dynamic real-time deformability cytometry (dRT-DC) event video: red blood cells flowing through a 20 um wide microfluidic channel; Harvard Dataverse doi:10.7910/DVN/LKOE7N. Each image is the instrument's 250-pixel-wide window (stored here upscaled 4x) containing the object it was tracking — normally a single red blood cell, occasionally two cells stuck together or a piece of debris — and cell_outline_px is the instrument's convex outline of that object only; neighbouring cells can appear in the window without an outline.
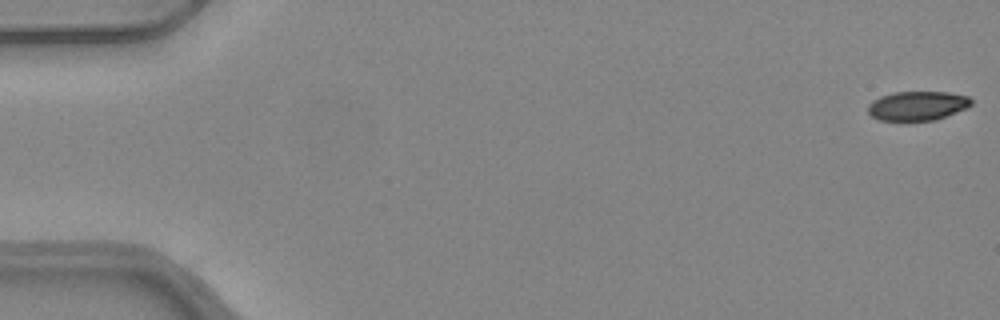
{"species": "common noctule bat (a hibernating species)", "species_latin": "Nyctalus noctula", "temperature_condition": "warm", "stored_images_in_passage": 52, "camera_frame_rate_fps": 3000, "um_per_image_px": 0.085, "animal": {"sex": "female", "body_mass_g": 24.6, "forearm_length_mm": 56.2}, "frame": {"image": 1, "passage_image": 1, "time_ms": 0.0, "image_size_px": [1000, 320], "cell_outline_px": [[972, 104], [968, 108], [936, 120], [880, 120], [872, 116], [868, 112], [868, 104], [872, 100], [880, 96], [896, 92], [948, 92], [968, 96], [972, 100]], "centroid_in_image_um": [78.0, 8.98], "position_along_channel_um": 7.0, "area_um2": 17.63}}
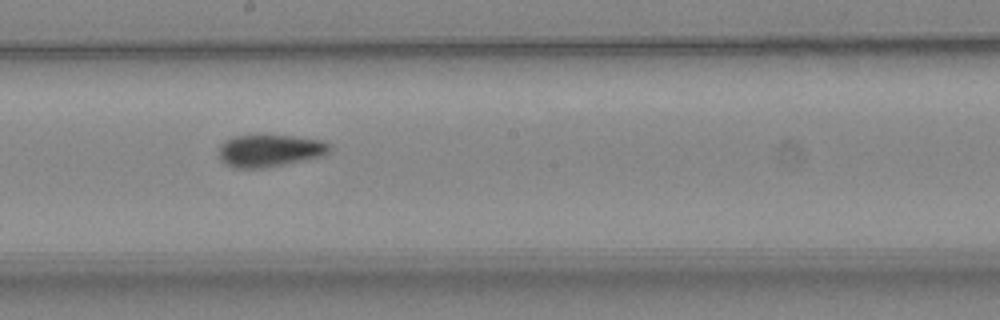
{"frame": {"image": 2, "passage_image": 29, "time_ms": 9.333, "image_size_px": [1000, 320], "cell_outline_px": [[332, 148], [324, 156], [264, 168], [232, 168], [220, 160], [220, 144], [224, 140], [236, 136], [264, 132], [320, 140], [332, 144]], "centroid_in_image_um": [22.93, 12.76], "position_along_channel_um": 225.3, "area_um2": 21.56}}
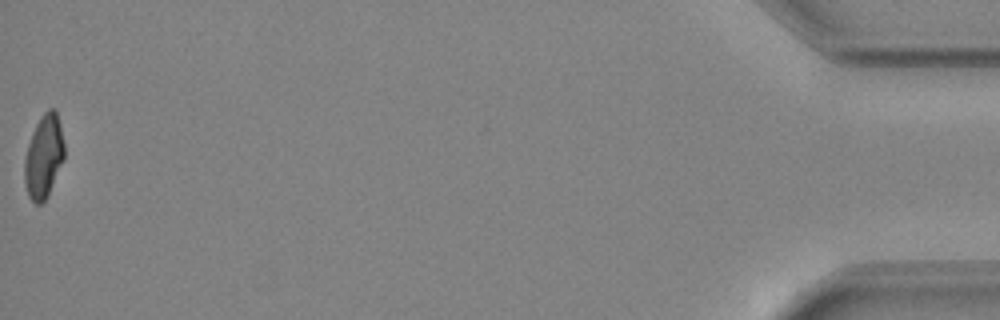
{"frame": {"image": 3, "passage_image": 52, "time_ms": 17.0, "image_size_px": [1000, 320], "cell_outline_px": [[64, 160], [48, 196], [40, 204], [36, 204], [28, 196], [24, 180], [24, 160], [28, 144], [32, 132], [40, 116], [48, 108], [56, 108], [60, 124], [64, 144]], "centroid_in_image_um": [3.72, 13.28], "position_along_channel_um": 431.5, "area_um2": 19.54}, "authors_computed_cell_mechanics": {"area_um2": 20.2878, "velocity_mm_per_s": 4.0098, "shape_relaxation_time_tau1_ms": 7.2766, "shape_relaxation_time_tau2_ms": 3.5262, "deformation_change_tau1": 0.176, "deformation_change_tau2": 0.0868}}